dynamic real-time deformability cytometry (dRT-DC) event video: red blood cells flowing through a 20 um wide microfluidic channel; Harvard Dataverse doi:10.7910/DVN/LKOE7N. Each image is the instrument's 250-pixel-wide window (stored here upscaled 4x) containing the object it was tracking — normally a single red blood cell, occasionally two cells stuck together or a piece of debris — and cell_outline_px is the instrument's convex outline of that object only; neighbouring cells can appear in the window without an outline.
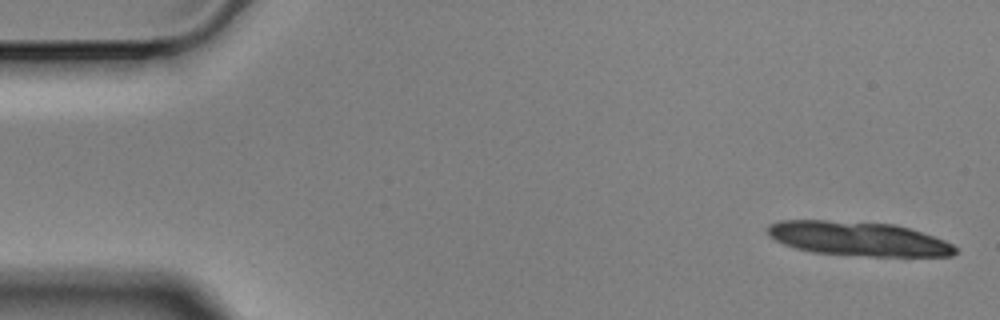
{"species": "Egyptian fruit bat (a non-hibernating species)", "species_latin": "Rousettus aegyptiacus", "temperature_condition": "cold", "stored_images_in_passage": 5, "camera_frame_rate_fps": 3000, "um_per_image_px": 0.085, "animal": {"sex": "male"}, "frame": {"image": 1, "passage_image": 1, "time_ms": 0.0, "image_size_px": [1000, 320], "cell_outline_px": [[956, 252], [952, 256], [868, 256], [812, 252], [796, 248], [784, 244], [768, 236], [768, 224], [780, 220], [828, 220], [896, 224], [912, 228], [944, 240], [952, 244], [956, 248]], "centroid_in_image_um": [72.95, 20.28], "position_along_channel_um": 12.0, "area_um2": 37.51}}